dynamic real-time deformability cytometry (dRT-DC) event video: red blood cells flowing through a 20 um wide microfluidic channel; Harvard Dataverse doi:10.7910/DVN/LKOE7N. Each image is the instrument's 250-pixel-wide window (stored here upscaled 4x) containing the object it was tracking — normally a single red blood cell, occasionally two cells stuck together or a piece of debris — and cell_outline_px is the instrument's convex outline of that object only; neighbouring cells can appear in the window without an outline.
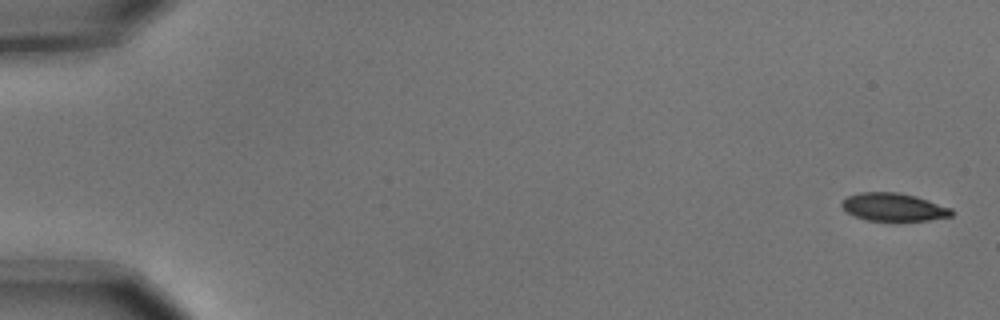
{"species": "common noctule bat (a hibernating species)", "species_latin": "Nyctalus noctula", "temperature_condition": "cold", "stored_images_in_passage": 6, "camera_frame_rate_fps": 3000, "um_per_image_px": 0.085, "animal": {"sex": "male", "body_mass_g": 15.6}, "frame": {"image": 1, "passage_image": 1, "time_ms": 0.0, "image_size_px": [1000, 320], "cell_outline_px": [[952, 216], [928, 220], [868, 220], [856, 216], [848, 212], [840, 204], [848, 196], [860, 192], [896, 192], [916, 196], [952, 208]], "centroid_in_image_um": [75.97, 17.59], "position_along_channel_um": 9.0, "area_um2": 17.57}}
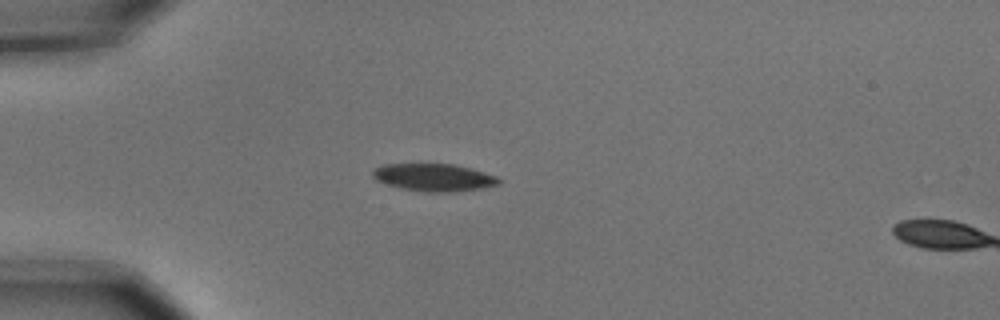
{"frame": {"image": 2, "passage_image": 5, "time_ms": 1.333, "image_size_px": [1000, 320], "cell_outline_px": [[500, 184], [484, 188], [452, 192], [428, 192], [404, 188], [388, 184], [376, 180], [372, 176], [372, 168], [384, 164], [456, 164], [472, 168], [496, 176], [500, 180]], "centroid_in_image_um": [36.9, 15.07], "position_along_channel_um": 48.1, "area_um2": 20.23}}